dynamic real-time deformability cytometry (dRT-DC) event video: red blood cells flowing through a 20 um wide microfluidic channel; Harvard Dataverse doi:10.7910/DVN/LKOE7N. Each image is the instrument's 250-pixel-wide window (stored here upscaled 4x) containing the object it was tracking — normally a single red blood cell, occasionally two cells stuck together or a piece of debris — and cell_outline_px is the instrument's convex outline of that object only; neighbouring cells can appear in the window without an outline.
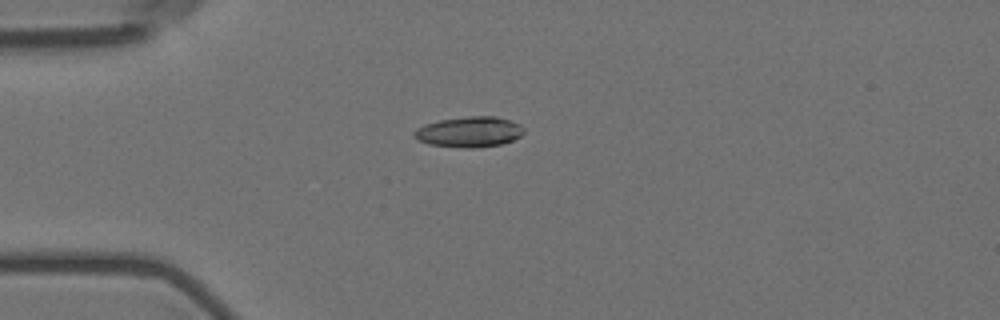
{"species": "Egyptian fruit bat (a non-hibernating species)", "species_latin": "Rousettus aegyptiacus", "temperature_condition": "room temperature", "stored_images_in_passage": 4, "camera_frame_rate_fps": 3000, "um_per_image_px": 0.085, "animal": {"sex": "female"}, "frame": {"image": 1, "passage_image": 1, "time_ms": 0.0, "image_size_px": [1000, 320], "cell_outline_px": [[524, 132], [520, 136], [512, 140], [500, 144], [472, 148], [464, 148], [428, 144], [416, 140], [412, 136], [412, 132], [416, 128], [424, 124], [440, 120], [468, 116], [496, 116], [520, 124], [524, 128]], "centroid_in_image_um": [39.83, 11.21], "position_along_channel_um": 45.2, "area_um2": 19.59}}
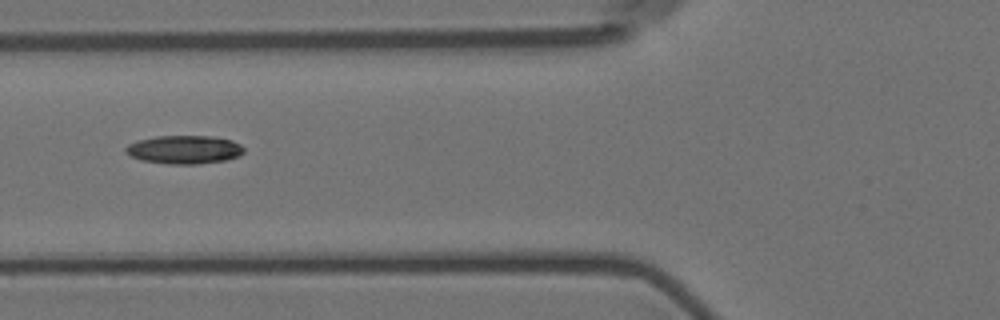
{"frame": {"image": 2, "passage_image": 3, "time_ms": 2.333, "image_size_px": [1000, 320], "cell_outline_px": [[244, 152], [236, 156], [224, 160], [196, 164], [168, 164], [140, 160], [124, 152], [124, 148], [128, 144], [136, 140], [156, 136], [212, 136], [232, 140], [240, 144], [244, 148]], "centroid_in_image_um": [15.61, 12.71], "position_along_channel_um": 110.2, "area_um2": 19.59}}
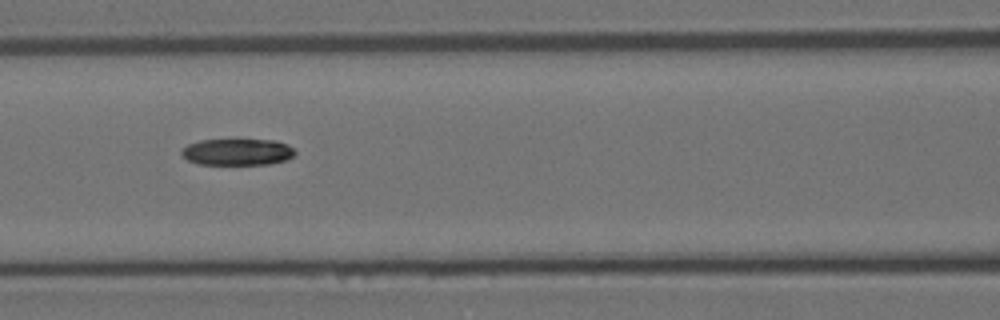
{"frame": {"image": 3, "passage_image": 4, "time_ms": 3.333, "image_size_px": [1000, 320], "cell_outline_px": [[296, 152], [288, 160], [268, 164], [200, 164], [188, 160], [180, 152], [188, 144], [200, 140], [236, 136], [276, 140], [288, 144]], "centroid_in_image_um": [20.21, 12.85], "position_along_channel_um": 146.4, "area_um2": 18.55}}